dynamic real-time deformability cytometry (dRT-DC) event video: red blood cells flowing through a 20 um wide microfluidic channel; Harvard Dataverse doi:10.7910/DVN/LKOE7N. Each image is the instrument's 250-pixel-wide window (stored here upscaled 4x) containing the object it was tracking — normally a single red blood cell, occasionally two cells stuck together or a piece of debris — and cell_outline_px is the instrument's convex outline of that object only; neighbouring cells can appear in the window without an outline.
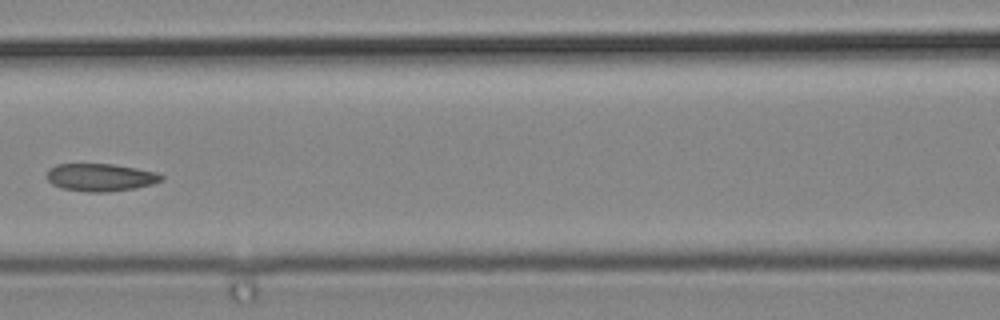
{"species": "common noctule bat (a hibernating species)", "species_latin": "Nyctalus noctula", "temperature_condition": "cold", "stored_images_in_passage": 8, "segment_of_instrument_passage": [1, 2], "camera_frame_rate_fps": 3000, "um_per_image_px": 0.085, "animal": {"sex": "male", "body_mass_g": 19.2, "forearm_length_mm": 51.8}, "frame": {"image": 1, "passage_image": 6, "time_ms": 1.667, "image_size_px": [1000, 320], "cell_outline_px": [[164, 180], [152, 184], [136, 188], [108, 192], [88, 192], [60, 188], [52, 184], [44, 176], [48, 168], [56, 164], [112, 164], [136, 168], [156, 172], [164, 176]], "centroid_in_image_um": [8.51, 15.08], "position_along_channel_um": 158.1, "area_um2": 18.73}}
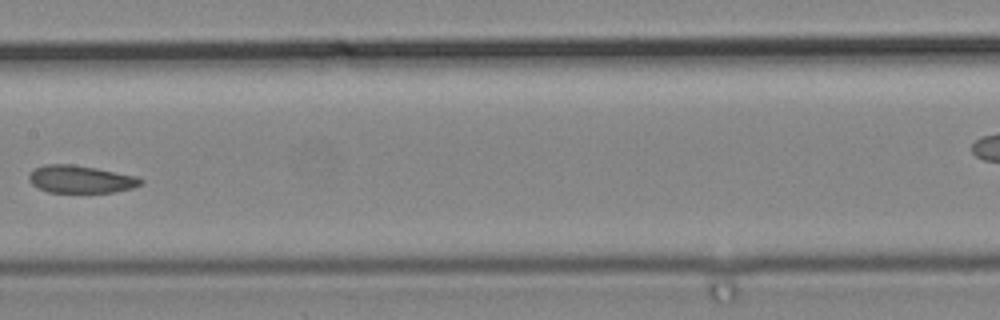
{"frame": {"image": 2, "passage_image": 7, "time_ms": 2.0, "image_size_px": [1000, 320], "cell_outline_px": [[144, 184], [132, 188], [112, 192], [48, 192], [32, 184], [28, 180], [28, 176], [36, 168], [44, 164], [72, 164], [96, 168], [136, 176], [144, 180]], "centroid_in_image_um": [6.88, 15.23], "position_along_channel_um": 200.5, "area_um2": 17.86}}